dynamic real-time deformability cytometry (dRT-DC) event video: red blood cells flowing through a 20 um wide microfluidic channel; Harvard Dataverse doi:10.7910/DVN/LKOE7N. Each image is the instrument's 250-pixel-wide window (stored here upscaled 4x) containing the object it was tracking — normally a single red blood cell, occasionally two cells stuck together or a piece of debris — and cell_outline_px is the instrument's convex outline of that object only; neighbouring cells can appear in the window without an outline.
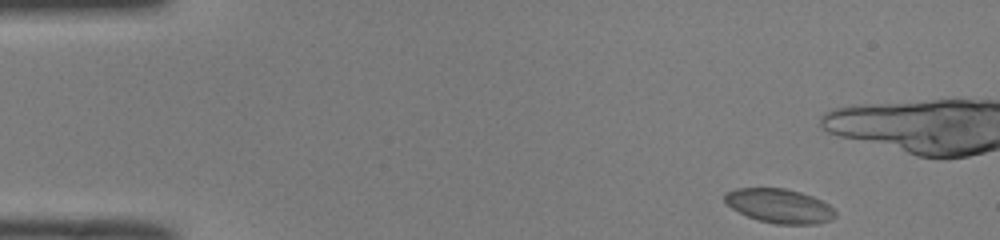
{"species": "common noctule bat (a hibernating species)", "species_latin": "Nyctalus noctula", "temperature_condition": "room temperature", "stored_images_in_passage": 47, "camera_frame_rate_fps": 3000, "um_per_image_px": 0.085, "animal": {"sex": "male", "body_mass_g": 19.0, "forearm_length_mm": 50.8}, "frame": {"image": 1, "passage_image": 1, "time_ms": 0.0, "image_size_px": [1000, 240], "cell_outline_px": [[836, 216], [832, 220], [816, 224], [776, 224], [756, 220], [732, 208], [724, 200], [724, 192], [736, 188], [784, 188], [800, 192], [812, 196], [828, 204], [836, 212]], "centroid_in_image_um": [66.25, 17.5], "position_along_channel_um": 18.8, "area_um2": 22.08}, "authors_computed_cell_mechanics": {"area_um2": 20.6346, "velocity_mm_per_s": 3.9682, "shape_relaxation_time_tau1_ms": 1.1562, "shape_relaxation_time_tau2_ms": null, "deformation_change_tau1": 0.0657, "deformation_change_tau2": null}}